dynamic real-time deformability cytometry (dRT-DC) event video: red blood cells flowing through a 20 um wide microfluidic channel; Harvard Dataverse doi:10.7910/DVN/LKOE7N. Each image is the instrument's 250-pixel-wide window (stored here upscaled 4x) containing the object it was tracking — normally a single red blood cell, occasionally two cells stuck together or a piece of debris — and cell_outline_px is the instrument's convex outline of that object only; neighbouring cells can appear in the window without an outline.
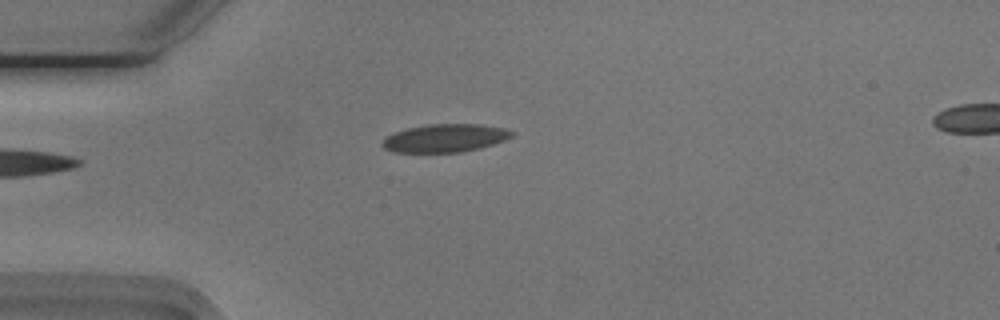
{"species": "Egyptian fruit bat (a non-hibernating species)", "species_latin": "Rousettus aegyptiacus", "temperature_condition": "cold", "stored_images_in_passage": 38, "camera_frame_rate_fps": 3000, "um_per_image_px": 0.085, "animal": {"sex": "male"}, "frame": {"image": 1, "passage_image": 1, "time_ms": 0.0, "image_size_px": [1000, 320], "cell_outline_px": [[516, 132], [512, 136], [504, 140], [480, 148], [460, 152], [392, 152], [384, 148], [380, 144], [388, 136], [396, 132], [408, 128], [428, 124], [480, 124], [504, 128]], "centroid_in_image_um": [37.84, 11.74], "position_along_channel_um": 47.2, "area_um2": 21.04}}
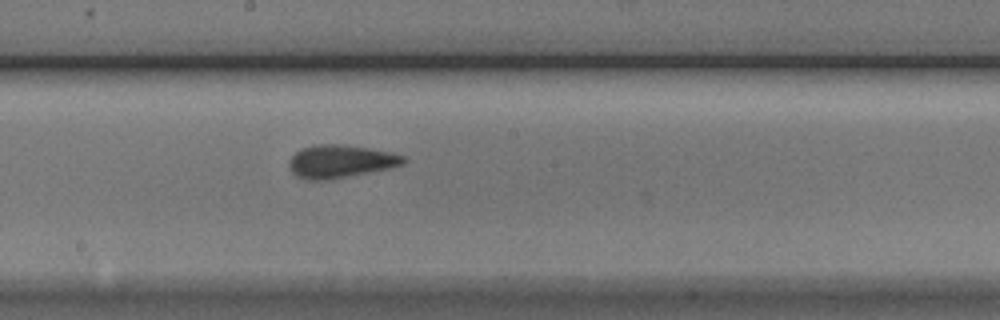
{"frame": {"image": 2, "passage_image": 16, "time_ms": 5.0, "image_size_px": [1000, 320], "cell_outline_px": [[408, 160], [404, 164], [388, 168], [332, 180], [308, 180], [296, 176], [292, 172], [288, 164], [288, 160], [300, 148], [316, 144], [340, 144], [368, 148], [392, 152], [404, 156]], "centroid_in_image_um": [28.92, 13.72], "position_along_channel_um": 219.3, "area_um2": 22.14}}
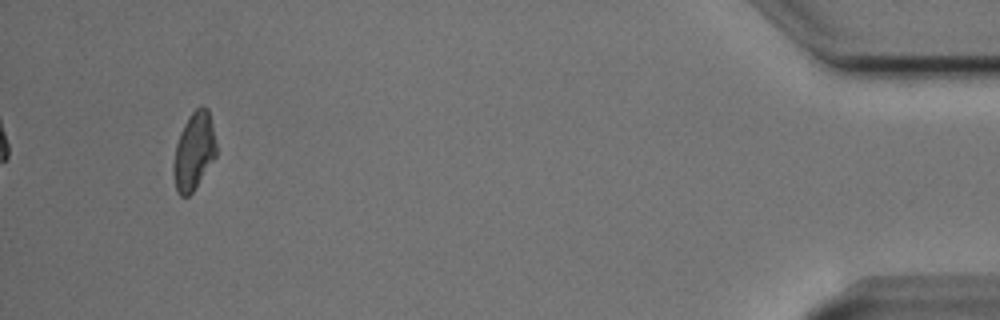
{"frame": {"image": 3, "passage_image": 38, "time_ms": 12.333, "image_size_px": [1000, 320], "cell_outline_px": [[216, 156], [192, 192], [188, 196], [180, 196], [176, 192], [172, 172], [172, 168], [176, 144], [180, 132], [188, 116], [200, 104], [204, 104], [208, 108], [216, 144]], "centroid_in_image_um": [16.46, 12.84], "position_along_channel_um": 418.7, "area_um2": 19.42}, "authors_computed_cell_mechanics": {"area_um2": 20.7213, "velocity_mm_per_s": 3.7565, "shape_relaxation_time_tau1_ms": 4.9567, "shape_relaxation_time_tau2_ms": 1.7107, "deformation_change_tau1": 0.1183, "deformation_change_tau2": 0.0559}}